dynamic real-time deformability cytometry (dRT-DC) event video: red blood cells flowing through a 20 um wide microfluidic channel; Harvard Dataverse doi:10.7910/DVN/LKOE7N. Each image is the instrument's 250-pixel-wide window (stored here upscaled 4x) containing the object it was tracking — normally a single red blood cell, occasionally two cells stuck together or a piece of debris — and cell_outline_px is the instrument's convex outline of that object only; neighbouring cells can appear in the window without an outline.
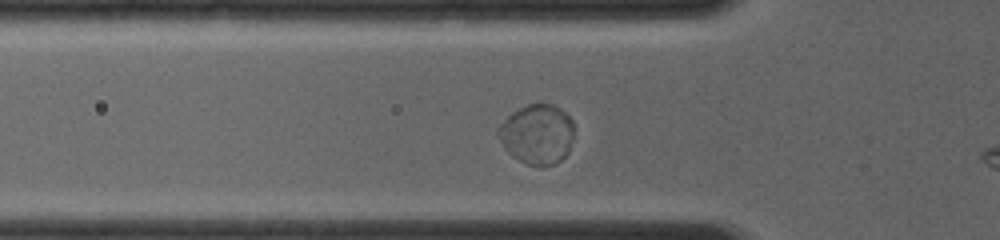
{"species": "common noctule bat (a hibernating species)", "species_latin": "Nyctalus noctula", "temperature_condition": "room temperature", "stored_images_in_passage": 22, "camera_frame_rate_fps": 4000, "um_per_image_px": 0.085, "animal": {"sex": "female", "body_mass_g": 19.0, "forearm_length_mm": 56.7}, "frame": {"image": 1, "passage_image": 17, "time_ms": 2.0, "image_size_px": [1000, 240], "cell_outline_px": [[572, 136], [568, 152], [556, 164], [528, 164], [512, 156], [504, 148], [496, 132], [496, 128], [512, 112], [528, 104], [540, 100], [552, 104], [560, 108], [572, 120]], "centroid_in_image_um": [45.63, 11.35], "position_along_channel_um": 80.2, "area_um2": 26.36}}